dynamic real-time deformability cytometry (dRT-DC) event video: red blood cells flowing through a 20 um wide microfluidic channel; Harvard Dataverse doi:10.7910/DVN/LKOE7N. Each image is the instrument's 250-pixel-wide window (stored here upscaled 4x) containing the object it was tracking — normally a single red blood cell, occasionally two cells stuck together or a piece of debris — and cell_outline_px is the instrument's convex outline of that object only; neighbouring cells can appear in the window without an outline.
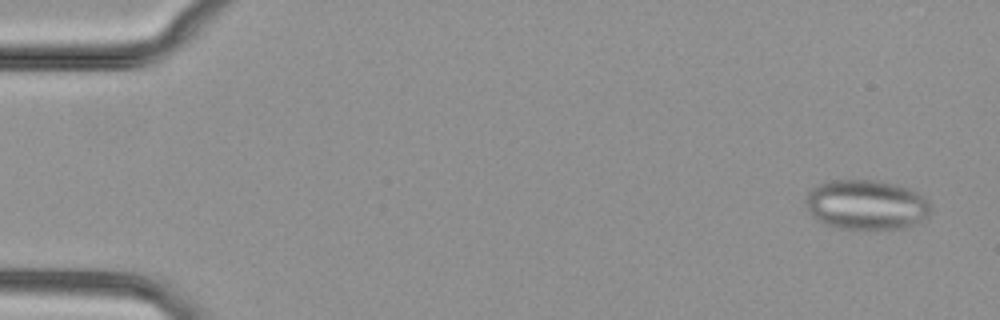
{"species": "common noctule bat (a hibernating species)", "species_latin": "Nyctalus noctula", "temperature_condition": "cold", "stored_images_in_passage": 51, "segment_of_instrument_passage": [1, 2], "camera_frame_rate_fps": 3000, "um_per_image_px": 0.085, "animal": {"sex": "female", "body_mass_g": 29.2, "forearm_length_mm": 56.3}, "frame": {"image": 1, "passage_image": 3, "time_ms": 0.667, "image_size_px": [1000, 320], "cell_outline_px": [[932, 208], [928, 216], [908, 228], [840, 228], [824, 224], [816, 220], [808, 212], [804, 200], [808, 192], [816, 184], [828, 180], [872, 180], [908, 188], [924, 196], [932, 204]], "centroid_in_image_um": [73.61, 17.4], "position_along_channel_um": 11.4, "area_um2": 36.47}}